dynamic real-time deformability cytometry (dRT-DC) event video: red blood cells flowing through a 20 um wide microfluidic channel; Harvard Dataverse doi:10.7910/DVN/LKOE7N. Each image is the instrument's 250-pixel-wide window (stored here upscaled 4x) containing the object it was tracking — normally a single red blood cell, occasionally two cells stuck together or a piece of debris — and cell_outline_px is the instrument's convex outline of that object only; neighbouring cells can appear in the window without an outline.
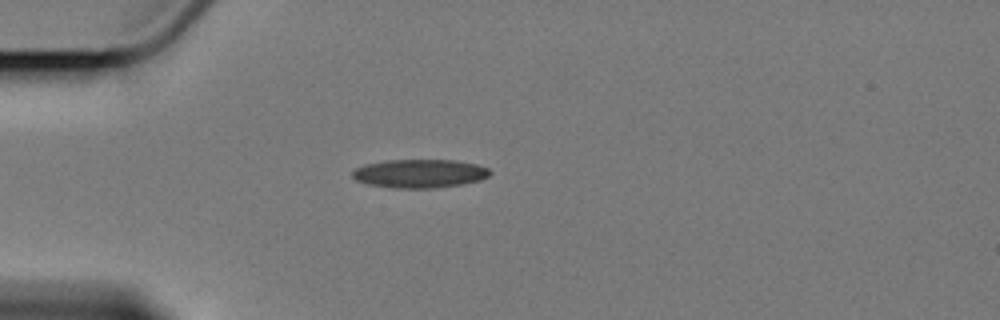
{"species": "Egyptian fruit bat (a non-hibernating species)", "species_latin": "Rousettus aegyptiacus", "temperature_condition": "cold", "stored_images_in_passage": 10, "camera_frame_rate_fps": 3000, "um_per_image_px": 0.085, "animal": {"sex": "female"}, "frame": {"image": 1, "passage_image": 1, "time_ms": 0.0, "image_size_px": [1000, 320], "cell_outline_px": [[492, 172], [488, 176], [480, 180], [460, 184], [436, 188], [392, 188], [368, 184], [356, 180], [352, 176], [352, 172], [356, 168], [364, 164], [384, 160], [456, 160], [476, 164], [488, 168]], "centroid_in_image_um": [35.65, 14.74], "position_along_channel_um": 49.3, "area_um2": 22.95}}
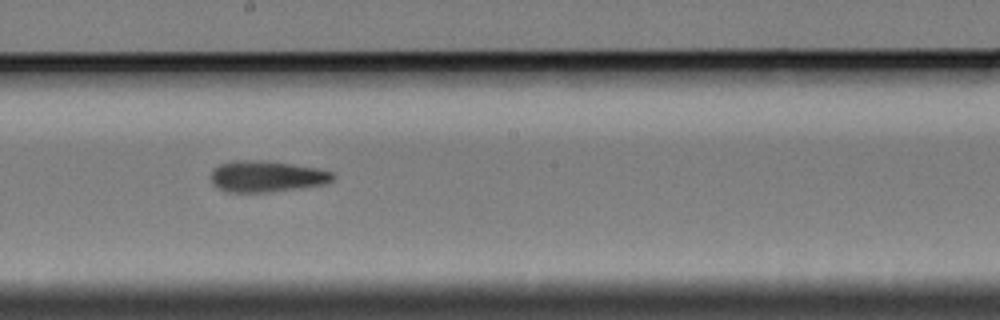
{"frame": {"image": 2, "passage_image": 6, "time_ms": 5.667, "image_size_px": [1000, 320], "cell_outline_px": [[336, 176], [332, 180], [324, 184], [268, 192], [228, 192], [216, 188], [212, 184], [212, 172], [220, 164], [236, 160], [292, 164], [316, 168], [336, 172]], "centroid_in_image_um": [22.68, 15.01], "position_along_channel_um": 225.5, "area_um2": 21.73}}
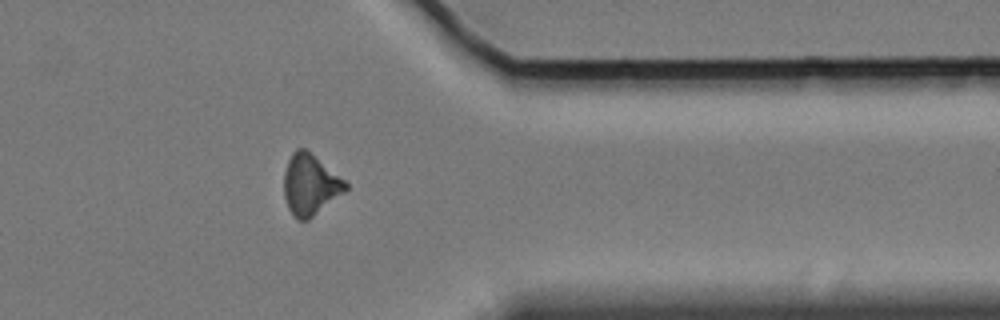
{"frame": {"image": 3, "passage_image": 10, "time_ms": 10.667, "image_size_px": [1000, 320], "cell_outline_px": [[348, 188], [344, 192], [308, 220], [300, 220], [292, 216], [288, 208], [284, 196], [284, 172], [288, 160], [292, 152], [296, 148], [304, 148], [344, 180], [348, 184]], "centroid_in_image_um": [26.33, 15.71], "position_along_channel_um": 385.1, "area_um2": 21.5}, "authors_computed_cell_mechanics": {"area_um2": 21.8773, "velocity_mm_per_s": 3.3699, "shape_relaxation_time_tau1_ms": 8.9777, "shape_relaxation_time_tau2_ms": 5.1624, "deformation_change_tau1": 0.1471, "deformation_change_tau2": 0.1122}}